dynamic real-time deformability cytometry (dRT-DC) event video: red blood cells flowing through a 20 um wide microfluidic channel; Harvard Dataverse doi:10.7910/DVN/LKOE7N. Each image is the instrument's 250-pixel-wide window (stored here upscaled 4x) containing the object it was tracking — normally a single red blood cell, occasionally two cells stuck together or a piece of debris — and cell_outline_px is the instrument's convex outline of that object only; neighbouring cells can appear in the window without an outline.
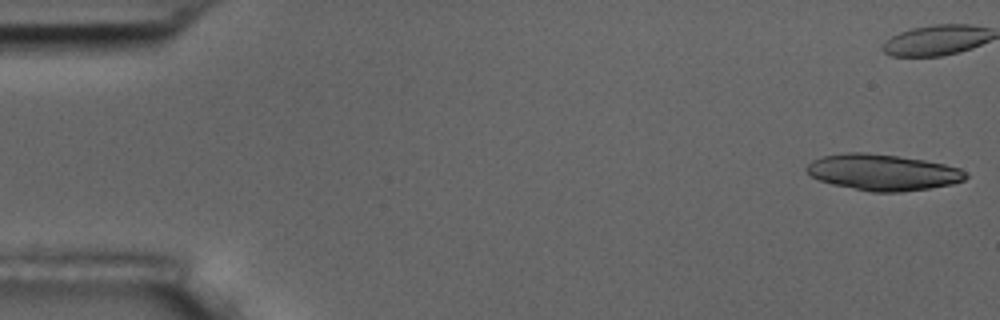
{"species": "common noctule bat (a hibernating species)", "species_latin": "Nyctalus noctula", "temperature_condition": "room temperature", "stored_images_in_passage": 9, "camera_frame_rate_fps": 3000, "um_per_image_px": 0.085, "animal": {"sex": "male", "body_mass_g": 17.5, "forearm_length_mm": 52.3}, "frame": {"image": 1, "passage_image": 1, "time_ms": 0.0, "image_size_px": [1000, 320], "cell_outline_px": [[968, 176], [964, 180], [952, 184], [928, 188], [900, 192], [872, 192], [832, 184], [820, 180], [812, 176], [804, 168], [812, 160], [824, 156], [848, 152], [868, 152], [924, 160], [944, 164], [960, 168]], "centroid_in_image_um": [75.03, 14.64], "position_along_channel_um": 10.0, "area_um2": 33.29}}